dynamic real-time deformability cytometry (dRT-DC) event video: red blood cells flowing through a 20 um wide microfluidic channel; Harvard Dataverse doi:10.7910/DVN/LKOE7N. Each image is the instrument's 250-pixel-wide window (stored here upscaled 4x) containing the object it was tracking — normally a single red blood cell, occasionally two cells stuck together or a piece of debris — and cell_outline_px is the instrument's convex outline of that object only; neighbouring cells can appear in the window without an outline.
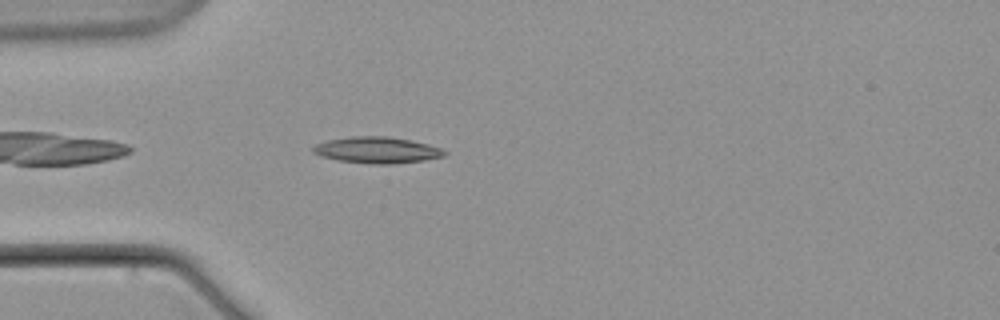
{"species": "common noctule bat (a hibernating species)", "species_latin": "Nyctalus noctula", "temperature_condition": "warm", "stored_images_in_passage": 5, "camera_frame_rate_fps": 3000, "um_per_image_px": 0.085, "animal": {"sex": "male", "body_mass_g": 21.5, "forearm_length_mm": 52.0}, "frame": {"image": 1, "passage_image": 5, "time_ms": 6.0, "image_size_px": [1000, 320], "cell_outline_px": [[448, 152], [444, 156], [424, 160], [392, 164], [372, 164], [340, 160], [320, 156], [312, 152], [312, 148], [316, 144], [328, 140], [352, 136], [384, 136], [412, 140], [428, 144], [440, 148]], "centroid_in_image_um": [32.05, 12.75], "position_along_channel_um": 53.0, "area_um2": 20.06}}